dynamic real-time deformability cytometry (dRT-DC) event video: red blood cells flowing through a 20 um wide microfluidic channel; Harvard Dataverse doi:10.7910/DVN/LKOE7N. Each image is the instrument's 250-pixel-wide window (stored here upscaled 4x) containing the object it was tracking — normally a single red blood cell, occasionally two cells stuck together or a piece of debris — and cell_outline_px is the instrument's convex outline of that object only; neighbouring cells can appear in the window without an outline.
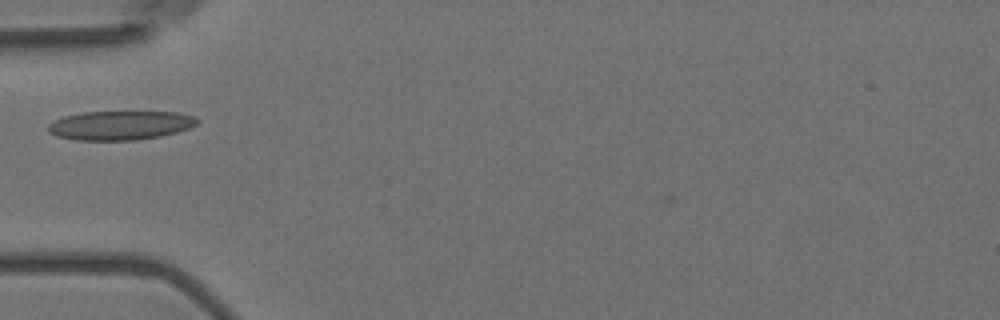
{"species": "Egyptian fruit bat (a non-hibernating species)", "species_latin": "Rousettus aegyptiacus", "temperature_condition": "room temperature", "stored_images_in_passage": 39, "camera_frame_rate_fps": 3000, "um_per_image_px": 0.085, "animal": {"sex": "female"}, "frame": {"image": 1, "passage_image": 1, "time_ms": 0.0, "image_size_px": [1000, 320], "cell_outline_px": [[200, 120], [196, 124], [188, 128], [176, 132], [160, 136], [136, 140], [76, 140], [56, 136], [48, 132], [48, 124], [64, 116], [80, 112], [176, 112], [196, 116]], "centroid_in_image_um": [10.21, 10.65], "position_along_channel_um": 74.8, "area_um2": 25.26}}
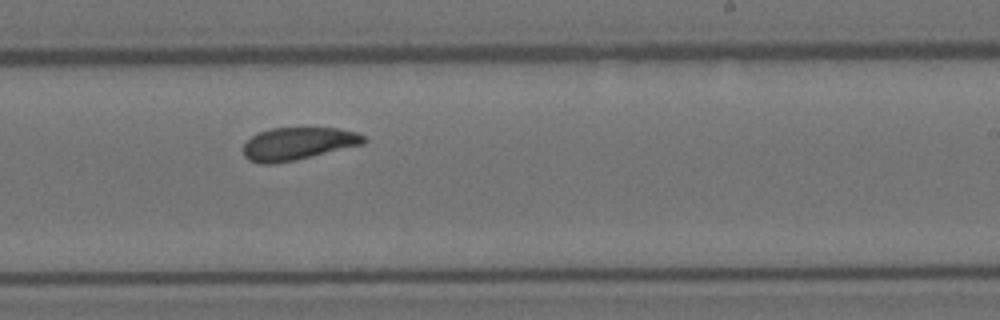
{"frame": {"image": 2, "passage_image": 17, "time_ms": 5.333, "image_size_px": [1000, 320], "cell_outline_px": [[368, 140], [364, 144], [296, 160], [272, 164], [260, 164], [248, 160], [244, 156], [244, 144], [252, 136], [268, 128], [340, 128], [356, 132], [364, 136]], "centroid_in_image_um": [25.34, 12.21], "position_along_channel_um": 263.7, "area_um2": 23.0}}
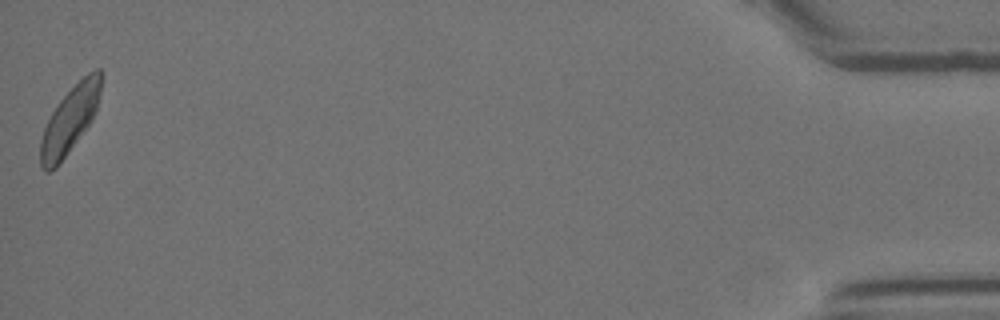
{"frame": {"image": 3, "passage_image": 39, "time_ms": 12.667, "image_size_px": [1000, 320], "cell_outline_px": [[104, 76], [96, 112], [92, 120], [56, 168], [48, 172], [44, 172], [40, 164], [40, 140], [44, 128], [52, 112], [60, 100], [88, 72], [96, 68], [100, 68], [104, 72]], "centroid_in_image_um": [5.97, 10.15], "position_along_channel_um": 429.2, "area_um2": 23.52}}